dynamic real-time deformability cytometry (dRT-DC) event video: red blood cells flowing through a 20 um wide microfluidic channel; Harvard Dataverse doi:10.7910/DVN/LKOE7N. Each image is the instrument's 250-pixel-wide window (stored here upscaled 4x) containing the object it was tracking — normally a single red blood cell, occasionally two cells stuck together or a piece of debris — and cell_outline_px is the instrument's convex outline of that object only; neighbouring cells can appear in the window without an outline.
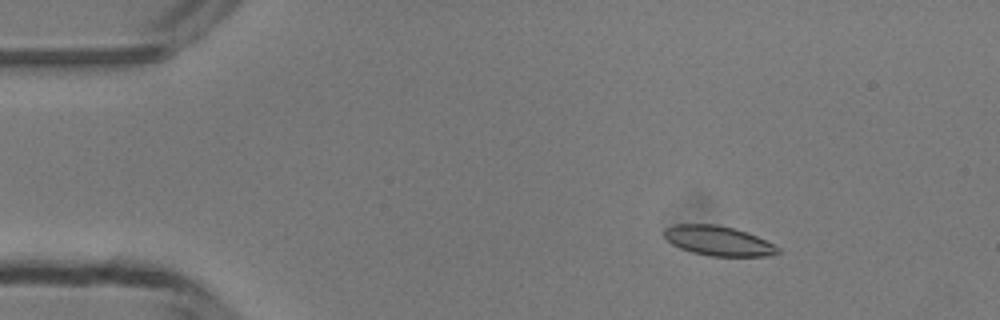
{"species": "common noctule bat (a hibernating species)", "species_latin": "Nyctalus noctula", "temperature_condition": "room temperature", "stored_images_in_passage": 45, "camera_frame_rate_fps": 3000, "um_per_image_px": 0.085, "animal": {"sex": "male", "body_mass_g": 13.3}, "frame": {"image": 1, "passage_image": 3, "time_ms": 0.667, "image_size_px": [1000, 320], "cell_outline_px": [[780, 252], [764, 256], [708, 256], [692, 252], [680, 248], [672, 244], [664, 236], [664, 228], [676, 224], [716, 224], [732, 228], [756, 236], [780, 248]], "centroid_in_image_um": [61.01, 20.47], "position_along_channel_um": 24.0, "area_um2": 19.42}}
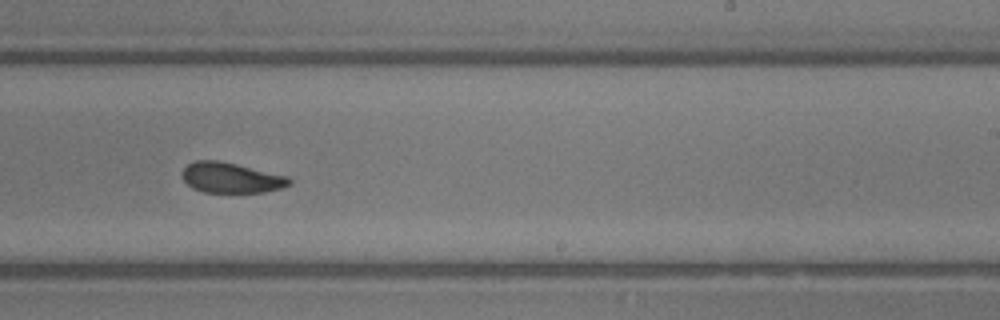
{"frame": {"image": 2, "passage_image": 26, "time_ms": 8.333, "image_size_px": [1000, 320], "cell_outline_px": [[292, 184], [280, 188], [264, 192], [204, 192], [192, 188], [184, 180], [180, 172], [188, 164], [196, 160], [220, 160], [288, 176], [292, 180]], "centroid_in_image_um": [19.64, 15.1], "position_along_channel_um": 269.4, "area_um2": 19.02}}
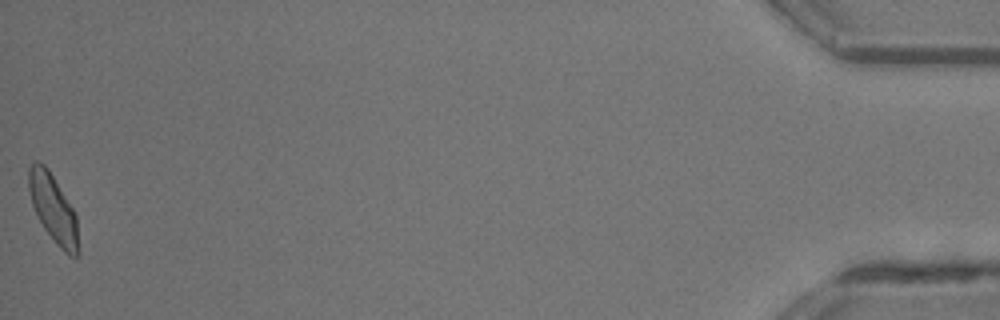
{"frame": {"image": 3, "passage_image": 45, "time_ms": 14.667, "image_size_px": [1000, 320], "cell_outline_px": [[80, 256], [68, 256], [56, 244], [44, 228], [32, 204], [28, 188], [28, 168], [32, 160], [36, 160], [44, 164], [48, 168], [76, 212], [80, 252]], "centroid_in_image_um": [4.55, 17.73], "position_along_channel_um": 430.7, "area_um2": 20.06}, "authors_computed_cell_mechanics": {"area_um2": 19.5364, "velocity_mm_per_s": 4.1769, "shape_relaxation_time_tau1_ms": 5.7809, "shape_relaxation_time_tau2_ms": 2.0467, "deformation_change_tau1": 0.1445, "deformation_change_tau2": 0.0809}}